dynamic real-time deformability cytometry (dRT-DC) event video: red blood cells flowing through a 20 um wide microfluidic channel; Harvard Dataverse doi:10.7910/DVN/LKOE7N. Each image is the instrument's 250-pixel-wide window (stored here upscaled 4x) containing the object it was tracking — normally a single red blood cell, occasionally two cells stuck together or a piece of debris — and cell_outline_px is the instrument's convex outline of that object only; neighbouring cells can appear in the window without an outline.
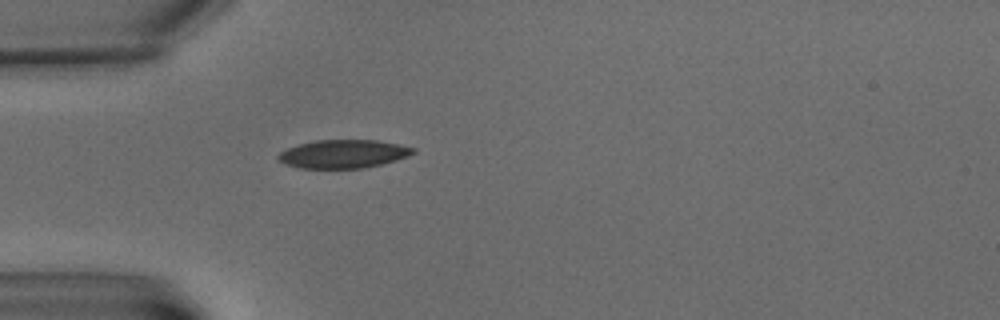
{"species": "common noctule bat (a hibernating species)", "species_latin": "Nyctalus noctula", "temperature_condition": "warm", "stored_images_in_passage": 1, "camera_frame_rate_fps": 3000, "um_per_image_px": 0.085, "animal": {"sex": "male", "body_mass_g": 15.6}, "frame": {"image": 1, "passage_image": 1, "time_ms": 0.0, "image_size_px": [1000, 320], "cell_outline_px": [[416, 152], [408, 156], [396, 160], [364, 168], [300, 168], [284, 164], [276, 156], [280, 152], [288, 148], [300, 144], [316, 140], [376, 140], [416, 148]], "centroid_in_image_um": [29.18, 13.08], "position_along_channel_um": 55.8, "area_um2": 22.14}}